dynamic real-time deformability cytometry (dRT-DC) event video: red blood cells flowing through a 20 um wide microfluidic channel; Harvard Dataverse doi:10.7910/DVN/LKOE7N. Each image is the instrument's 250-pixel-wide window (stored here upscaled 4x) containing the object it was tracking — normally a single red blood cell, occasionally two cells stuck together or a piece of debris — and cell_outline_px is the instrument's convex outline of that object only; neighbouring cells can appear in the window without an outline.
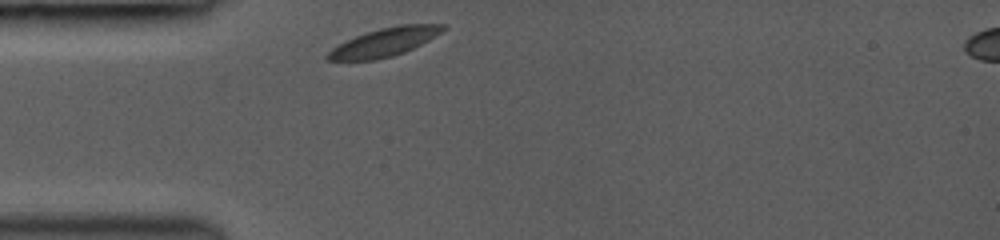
{"species": "common noctule bat (a hibernating species)", "species_latin": "Nyctalus noctula", "temperature_condition": "room temperature", "stored_images_in_passage": 4, "camera_frame_rate_fps": 3000, "um_per_image_px": 0.085, "animal": {"sex": "female", "body_mass_g": 19.0, "forearm_length_mm": 53.3}, "frame": {"image": 1, "passage_image": 1, "time_ms": 0.0, "image_size_px": [1000, 240], "cell_outline_px": [[448, 28], [428, 40], [404, 52], [392, 56], [376, 60], [324, 60], [324, 56], [332, 48], [356, 36], [380, 28], [400, 24], [448, 24]], "centroid_in_image_um": [32.7, 3.58], "position_along_channel_um": 52.3, "area_um2": 18.9}}